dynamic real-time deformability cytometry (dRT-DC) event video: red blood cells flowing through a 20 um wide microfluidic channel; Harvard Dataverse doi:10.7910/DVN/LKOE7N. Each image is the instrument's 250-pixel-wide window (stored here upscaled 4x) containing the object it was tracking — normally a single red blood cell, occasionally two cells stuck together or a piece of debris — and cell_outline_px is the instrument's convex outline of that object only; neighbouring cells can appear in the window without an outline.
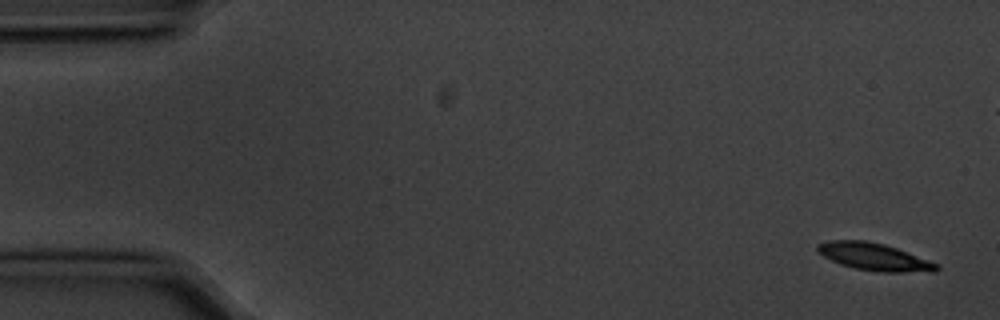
{"species": "common noctule bat (a hibernating species)", "species_latin": "Nyctalus noctula", "temperature_condition": "cold", "stored_images_in_passage": 5, "camera_frame_rate_fps": 3000, "um_per_image_px": 0.085, "animal": {"sex": "male", "body_mass_g": 20.1, "forearm_length_mm": 53.5}, "frame": {"image": 1, "passage_image": 1, "time_ms": 0.0, "image_size_px": [1000, 320], "cell_outline_px": [[940, 268], [936, 272], [880, 272], [856, 268], [840, 264], [824, 256], [816, 248], [816, 244], [828, 240], [864, 240], [884, 244], [896, 248], [940, 264]], "centroid_in_image_um": [74.35, 21.83], "position_along_channel_um": 10.7, "area_um2": 18.96}}